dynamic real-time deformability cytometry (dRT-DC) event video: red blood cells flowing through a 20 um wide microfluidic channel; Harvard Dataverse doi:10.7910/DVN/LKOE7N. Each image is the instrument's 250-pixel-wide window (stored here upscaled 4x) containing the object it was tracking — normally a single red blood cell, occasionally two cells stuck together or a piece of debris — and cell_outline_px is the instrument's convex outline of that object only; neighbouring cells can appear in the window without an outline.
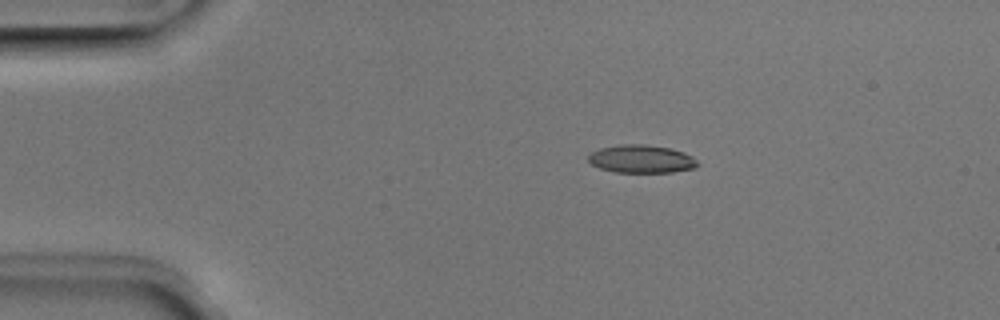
{"species": "Egyptian fruit bat (a non-hibernating species)", "species_latin": "Rousettus aegyptiacus", "temperature_condition": "room temperature", "stored_images_in_passage": 4, "camera_frame_rate_fps": 3000, "um_per_image_px": 0.085, "animal": {"sex": "male"}, "frame": {"image": 1, "passage_image": 2, "time_ms": 0.333, "image_size_px": [1000, 320], "cell_outline_px": [[700, 164], [696, 168], [672, 172], [616, 172], [600, 168], [592, 164], [588, 160], [588, 156], [592, 152], [600, 148], [620, 144], [644, 144], [668, 148], [684, 152], [692, 156]], "centroid_in_image_um": [54.54, 13.51], "position_along_channel_um": 30.5, "area_um2": 17.8}}
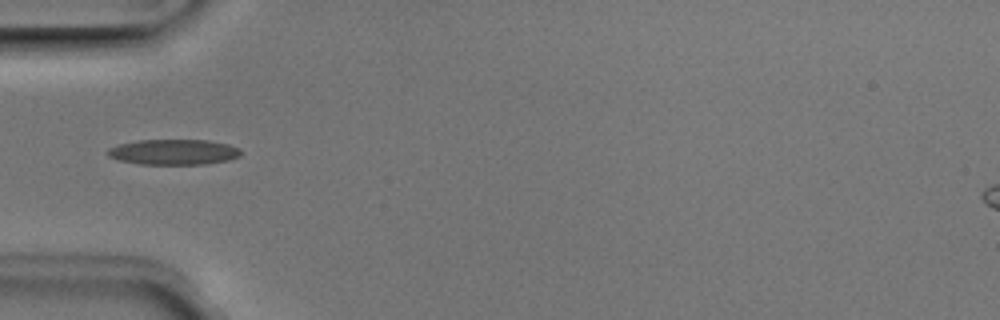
{"frame": {"image": 2, "passage_image": 4, "time_ms": 1.0, "image_size_px": [1000, 320], "cell_outline_px": [[240, 156], [228, 160], [204, 164], [140, 164], [120, 160], [108, 156], [104, 152], [108, 148], [120, 144], [140, 140], [208, 140], [228, 144], [240, 148]], "centroid_in_image_um": [14.75, 12.92], "position_along_channel_um": 70.3, "area_um2": 19.71}}